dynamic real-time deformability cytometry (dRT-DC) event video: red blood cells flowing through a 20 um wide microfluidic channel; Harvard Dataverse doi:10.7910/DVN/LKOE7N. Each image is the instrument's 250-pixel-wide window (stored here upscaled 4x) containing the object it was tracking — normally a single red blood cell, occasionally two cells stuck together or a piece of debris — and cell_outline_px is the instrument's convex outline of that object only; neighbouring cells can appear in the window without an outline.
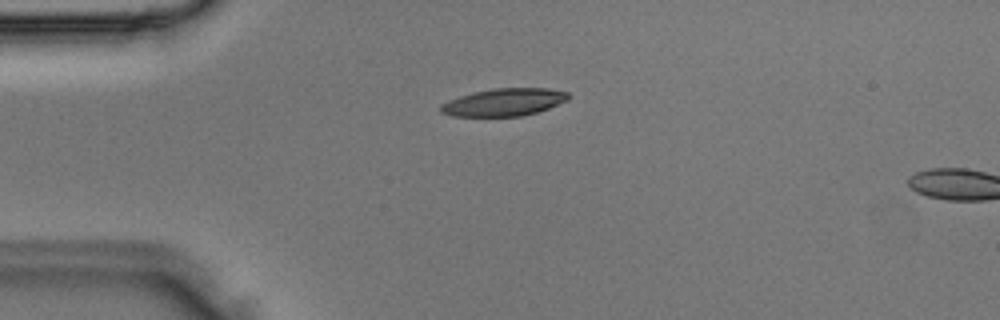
{"species": "Egyptian fruit bat (a non-hibernating species)", "species_latin": "Rousettus aegyptiacus", "temperature_condition": "room temperature", "stored_images_in_passage": 4, "camera_frame_rate_fps": 3000, "um_per_image_px": 0.085, "animal": {"sex": "male"}, "frame": {"image": 1, "passage_image": 3, "time_ms": 0.667, "image_size_px": [1000, 320], "cell_outline_px": [[572, 96], [568, 100], [548, 108], [536, 112], [520, 116], [452, 116], [440, 112], [440, 104], [448, 100], [472, 92], [492, 88], [548, 88], [568, 92]], "centroid_in_image_um": [42.84, 8.68], "position_along_channel_um": 42.2, "area_um2": 20.58}}